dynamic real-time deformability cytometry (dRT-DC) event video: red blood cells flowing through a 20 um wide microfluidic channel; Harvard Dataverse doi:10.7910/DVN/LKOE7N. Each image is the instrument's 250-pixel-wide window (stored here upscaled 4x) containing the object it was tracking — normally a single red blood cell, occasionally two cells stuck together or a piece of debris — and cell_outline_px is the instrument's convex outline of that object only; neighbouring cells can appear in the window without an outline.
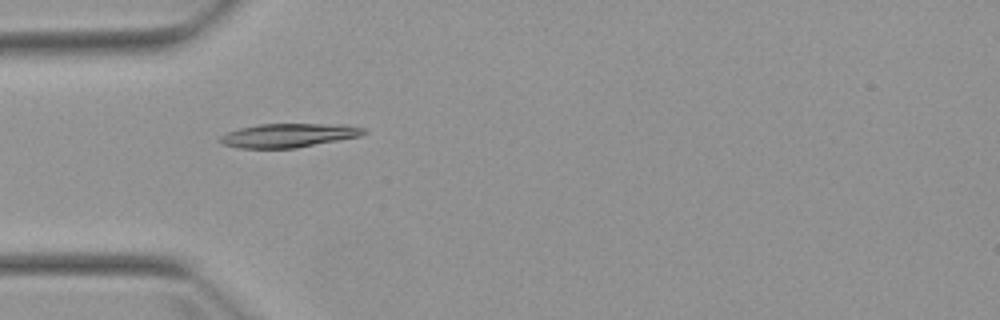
{"species": "Egyptian fruit bat (a non-hibernating species)", "species_latin": "Rousettus aegyptiacus", "temperature_condition": "warm", "stored_images_in_passage": 5, "camera_frame_rate_fps": 3000, "um_per_image_px": 0.085, "animal": {"sex": "female"}, "frame": {"image": 1, "passage_image": 4, "time_ms": 4.667, "image_size_px": [1000, 320], "cell_outline_px": [[368, 132], [360, 136], [296, 148], [240, 148], [224, 144], [220, 140], [220, 136], [228, 132], [240, 128], [260, 124], [344, 124], [364, 128]], "centroid_in_image_um": [24.57, 11.5], "position_along_channel_um": 60.4, "area_um2": 19.83}}
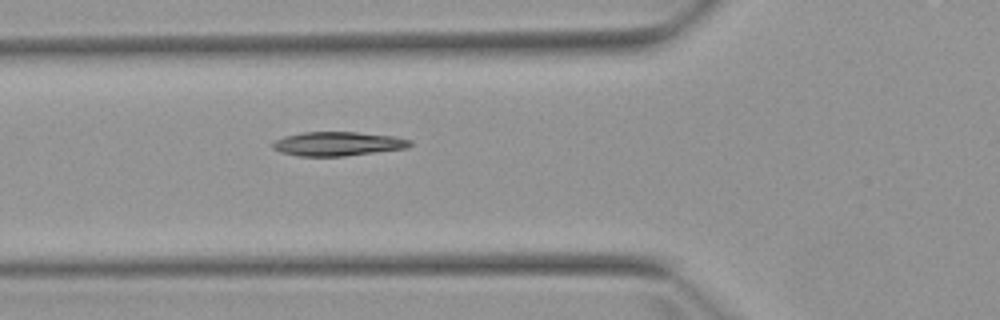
{"frame": {"image": 2, "passage_image": 5, "time_ms": 5.667, "image_size_px": [1000, 320], "cell_outline_px": [[412, 144], [408, 148], [344, 156], [296, 156], [280, 152], [272, 148], [272, 144], [276, 140], [284, 136], [300, 132], [356, 132], [392, 136], [412, 140]], "centroid_in_image_um": [28.69, 12.22], "position_along_channel_um": 97.1, "area_um2": 19.31}}